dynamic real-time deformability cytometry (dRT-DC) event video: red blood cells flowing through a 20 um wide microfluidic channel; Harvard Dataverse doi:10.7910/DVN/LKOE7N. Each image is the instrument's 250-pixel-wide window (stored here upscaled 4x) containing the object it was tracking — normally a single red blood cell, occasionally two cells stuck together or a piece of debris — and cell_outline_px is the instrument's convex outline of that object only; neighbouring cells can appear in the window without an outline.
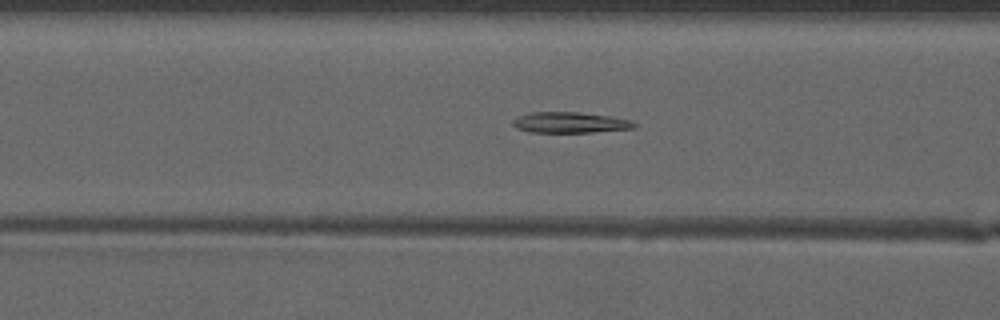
{"species": "common noctule bat (a hibernating species)", "species_latin": "Nyctalus noctula", "temperature_condition": "warm", "stored_images_in_passage": 45, "camera_frame_rate_fps": 3000, "um_per_image_px": 0.085, "animal": {"sex": "male", "forearm_length_mm": 52.5}, "frame": {"image": 1, "passage_image": 21, "time_ms": 6.667, "image_size_px": [1000, 320], "cell_outline_px": [[636, 128], [592, 132], [528, 132], [516, 128], [512, 124], [512, 120], [516, 116], [532, 112], [580, 112], [612, 116], [632, 120], [636, 124]], "centroid_in_image_um": [48.45, 10.41], "position_along_channel_um": 118.2, "area_um2": 14.91}}
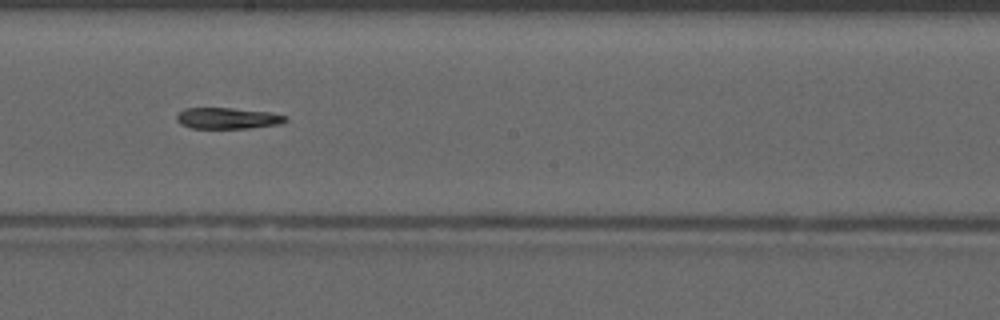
{"frame": {"image": 2, "passage_image": 29, "time_ms": 9.333, "image_size_px": [1000, 320], "cell_outline_px": [[288, 120], [284, 124], [248, 128], [192, 128], [180, 124], [176, 120], [176, 116], [184, 108], [232, 108], [272, 112], [288, 116]], "centroid_in_image_um": [19.41, 10.05], "position_along_channel_um": 228.8, "area_um2": 13.64}}
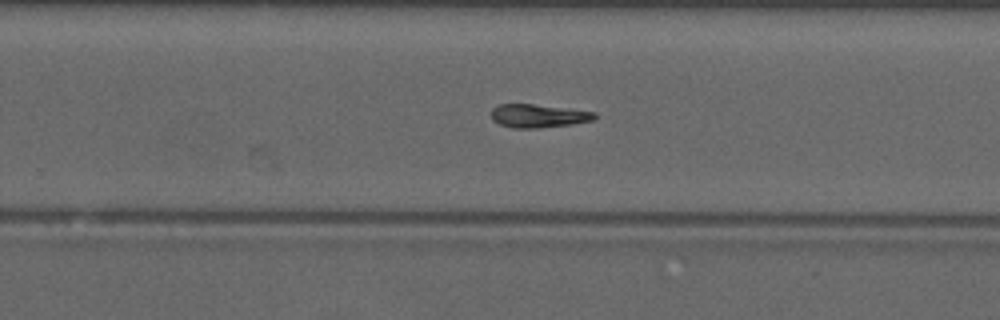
{"frame": {"image": 3, "passage_image": 33, "time_ms": 10.667, "image_size_px": [1000, 320], "cell_outline_px": [[596, 116], [592, 120], [572, 124], [536, 128], [512, 128], [500, 124], [492, 120], [492, 108], [500, 104], [532, 104], [596, 112]], "centroid_in_image_um": [45.73, 9.85], "position_along_channel_um": 284.1, "area_um2": 13.87}}